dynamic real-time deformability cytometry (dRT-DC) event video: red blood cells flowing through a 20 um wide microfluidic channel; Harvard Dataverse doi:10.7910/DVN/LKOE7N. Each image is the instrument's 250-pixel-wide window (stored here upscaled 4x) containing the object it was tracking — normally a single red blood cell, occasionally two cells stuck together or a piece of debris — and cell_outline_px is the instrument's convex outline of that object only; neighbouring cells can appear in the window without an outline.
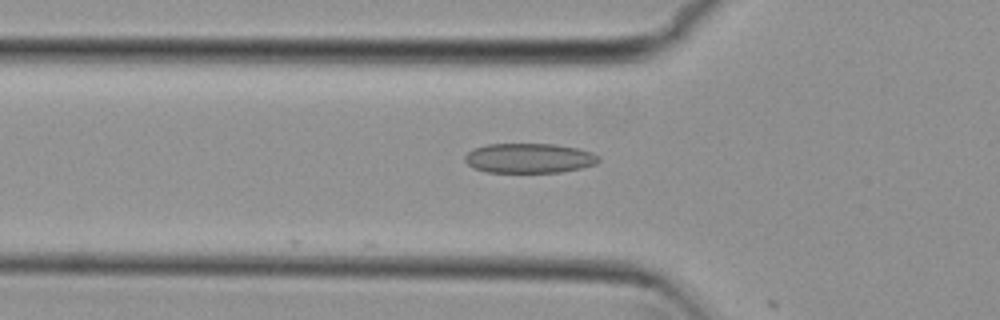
{"species": "common noctule bat (a hibernating species)", "species_latin": "Nyctalus noctula", "temperature_condition": "cold", "stored_images_in_passage": 4, "camera_frame_rate_fps": 3000, "um_per_image_px": 0.085, "animal": {"sex": "female", "body_mass_g": 29.2, "forearm_length_mm": 56.3}, "frame": {"image": 1, "passage_image": 3, "time_ms": 0.667, "image_size_px": [1000, 320], "cell_outline_px": [[600, 160], [596, 164], [580, 168], [560, 172], [484, 172], [472, 168], [464, 160], [464, 156], [472, 148], [488, 144], [556, 144], [576, 148], [592, 152], [600, 156]], "centroid_in_image_um": [44.95, 13.44], "position_along_channel_um": 80.8, "area_um2": 23.35}}